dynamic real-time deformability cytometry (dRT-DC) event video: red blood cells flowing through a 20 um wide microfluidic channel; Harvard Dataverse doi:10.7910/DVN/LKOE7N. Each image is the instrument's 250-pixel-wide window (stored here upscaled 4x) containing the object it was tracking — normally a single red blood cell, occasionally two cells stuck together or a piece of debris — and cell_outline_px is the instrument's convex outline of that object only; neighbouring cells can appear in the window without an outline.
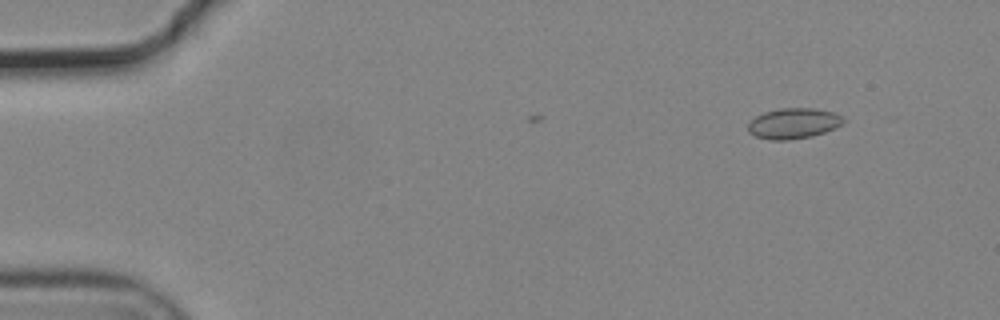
{"species": "common noctule bat (a hibernating species)", "species_latin": "Nyctalus noctula", "temperature_condition": "cold", "stored_images_in_passage": 8, "camera_frame_rate_fps": 3000, "um_per_image_px": 0.085, "animal": {"sex": "male", "body_mass_g": 19.2, "forearm_length_mm": 51.8}, "frame": {"image": 1, "passage_image": 6, "time_ms": 1.667, "image_size_px": [1000, 320], "cell_outline_px": [[844, 124], [836, 128], [812, 136], [788, 140], [772, 140], [756, 136], [748, 132], [748, 124], [756, 116], [764, 112], [780, 108], [816, 108], [832, 112], [844, 116]], "centroid_in_image_um": [67.48, 10.48], "position_along_channel_um": 17.5, "area_um2": 17.05}}